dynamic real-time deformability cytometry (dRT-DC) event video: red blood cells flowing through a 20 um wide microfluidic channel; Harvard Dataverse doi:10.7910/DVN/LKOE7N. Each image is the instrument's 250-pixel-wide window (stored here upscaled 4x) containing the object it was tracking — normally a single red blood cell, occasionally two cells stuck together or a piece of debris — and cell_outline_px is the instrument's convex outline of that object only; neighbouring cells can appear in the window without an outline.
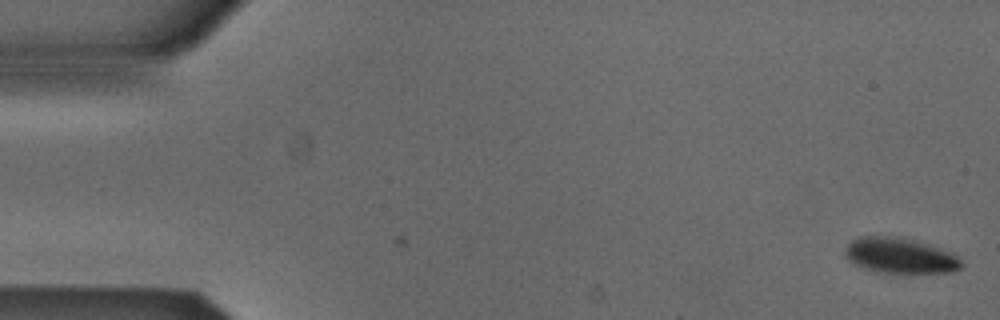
{"species": "Egyptian fruit bat (a non-hibernating species)", "species_latin": "Rousettus aegyptiacus", "temperature_condition": "cold", "stored_images_in_passage": 2, "camera_frame_rate_fps": 3000, "um_per_image_px": 0.085, "animal": {"sex": "male"}, "frame": {"image": 1, "passage_image": 2, "time_ms": 0.333, "image_size_px": [1000, 320], "cell_outline_px": [[964, 264], [960, 268], [952, 272], [884, 272], [864, 268], [852, 264], [844, 256], [844, 248], [852, 240], [860, 236], [900, 236], [928, 244], [952, 252]], "centroid_in_image_um": [76.47, 21.71], "position_along_channel_um": 8.5, "area_um2": 24.04}}